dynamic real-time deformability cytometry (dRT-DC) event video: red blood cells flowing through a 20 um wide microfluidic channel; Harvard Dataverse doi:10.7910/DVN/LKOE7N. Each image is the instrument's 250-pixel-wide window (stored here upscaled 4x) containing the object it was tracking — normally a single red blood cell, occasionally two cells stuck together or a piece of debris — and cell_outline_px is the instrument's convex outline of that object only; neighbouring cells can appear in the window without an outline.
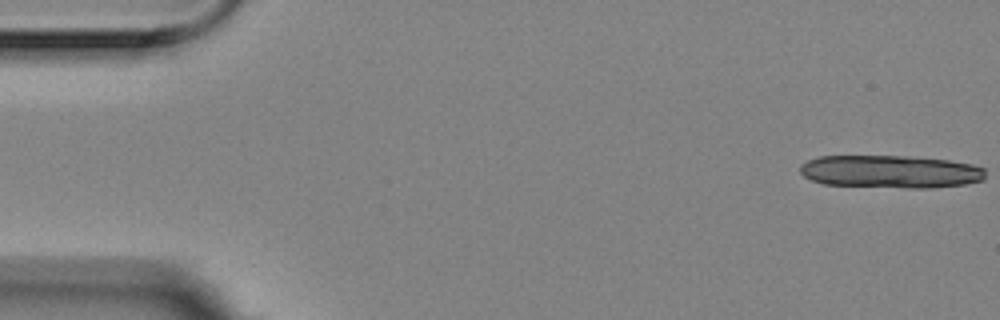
{"species": "Egyptian fruit bat (a non-hibernating species)", "species_latin": "Rousettus aegyptiacus", "temperature_condition": "room temperature", "stored_images_in_passage": 14, "camera_frame_rate_fps": 3000, "um_per_image_px": 0.085, "animal": {"sex": "female"}, "frame": {"image": 1, "passage_image": 1, "time_ms": 0.0, "image_size_px": [1000, 320], "cell_outline_px": [[984, 180], [964, 184], [932, 188], [904, 188], [824, 184], [812, 180], [804, 176], [800, 172], [800, 164], [808, 160], [820, 156], [908, 156], [948, 160], [972, 164], [984, 168]], "centroid_in_image_um": [75.69, 14.59], "position_along_channel_um": 9.3, "area_um2": 35.55}}